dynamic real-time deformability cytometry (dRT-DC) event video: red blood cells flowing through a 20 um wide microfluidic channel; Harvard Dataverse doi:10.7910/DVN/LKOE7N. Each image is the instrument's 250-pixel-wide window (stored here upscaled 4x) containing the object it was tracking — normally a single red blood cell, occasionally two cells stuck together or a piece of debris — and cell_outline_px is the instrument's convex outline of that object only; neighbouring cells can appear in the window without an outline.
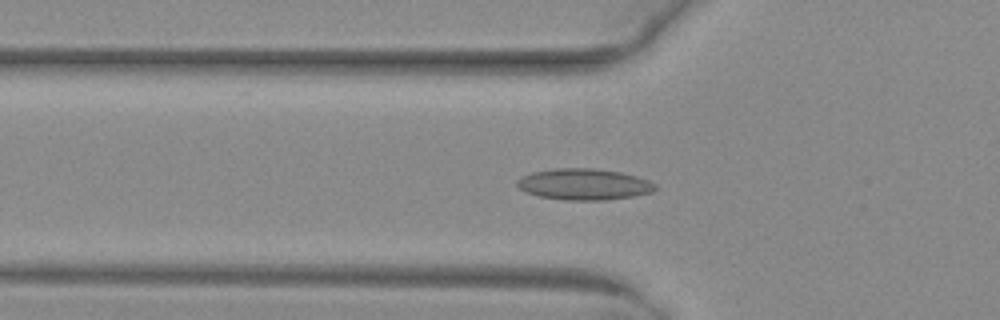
{"species": "common noctule bat (a hibernating species)", "species_latin": "Nyctalus noctula", "temperature_condition": "warm", "stored_images_in_passage": 36, "camera_frame_rate_fps": 3000, "um_per_image_px": 0.085, "animal": {"sex": "female", "body_mass_g": 29.2, "forearm_length_mm": 56.3}, "frame": {"image": 1, "passage_image": 3, "time_ms": 0.667, "image_size_px": [1000, 320], "cell_outline_px": [[656, 188], [652, 192], [632, 196], [604, 200], [564, 200], [540, 196], [528, 192], [520, 188], [516, 184], [516, 180], [520, 176], [532, 172], [556, 168], [592, 168], [620, 172], [636, 176], [648, 180], [656, 184]], "centroid_in_image_um": [49.62, 15.66], "position_along_channel_um": 76.2, "area_um2": 25.03}}
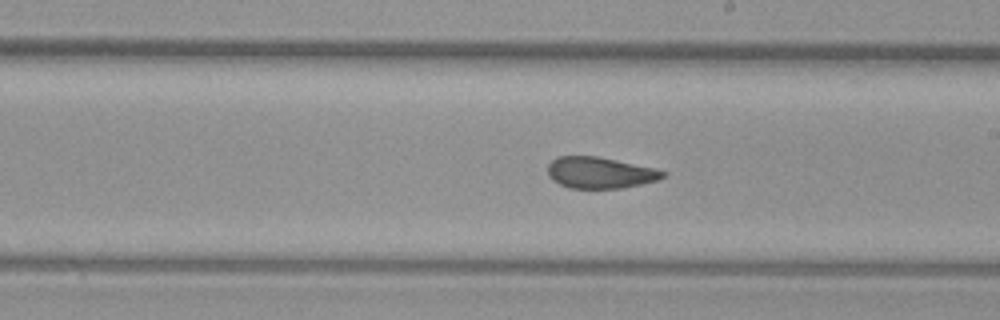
{"frame": {"image": 2, "passage_image": 15, "time_ms": 4.667, "image_size_px": [1000, 320], "cell_outline_px": [[668, 176], [660, 180], [624, 188], [568, 188], [552, 180], [548, 176], [548, 164], [556, 156], [596, 156], [656, 168], [668, 172]], "centroid_in_image_um": [51.04, 14.68], "position_along_channel_um": 238.0, "area_um2": 21.33}}
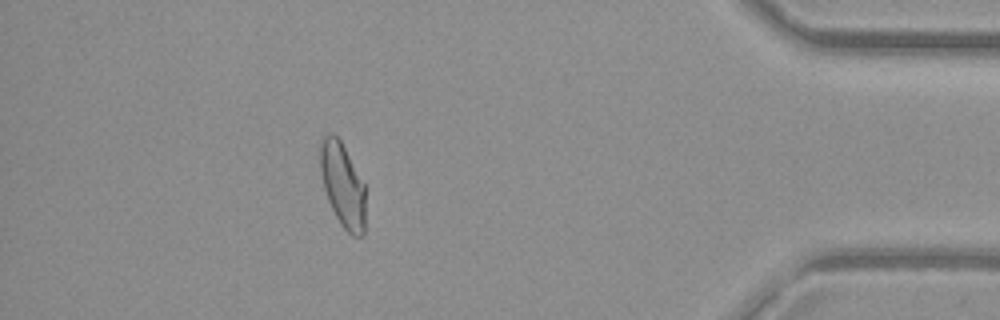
{"frame": {"image": 3, "passage_image": 31, "time_ms": 10.0, "image_size_px": [1000, 320], "cell_outline_px": [[364, 236], [352, 236], [340, 224], [328, 200], [324, 188], [320, 172], [320, 140], [328, 132], [332, 132], [340, 140], [364, 184]], "centroid_in_image_um": [29.1, 15.71], "position_along_channel_um": 406.1, "area_um2": 21.96}, "authors_computed_cell_mechanics": {"area_um2": 22.0218, "velocity_mm_per_s": 4.0336, "shape_relaxation_time_tau1_ms": null, "shape_relaxation_time_tau2_ms": 1.7635, "deformation_change_tau1": null, "deformation_change_tau2": 0.0867}}